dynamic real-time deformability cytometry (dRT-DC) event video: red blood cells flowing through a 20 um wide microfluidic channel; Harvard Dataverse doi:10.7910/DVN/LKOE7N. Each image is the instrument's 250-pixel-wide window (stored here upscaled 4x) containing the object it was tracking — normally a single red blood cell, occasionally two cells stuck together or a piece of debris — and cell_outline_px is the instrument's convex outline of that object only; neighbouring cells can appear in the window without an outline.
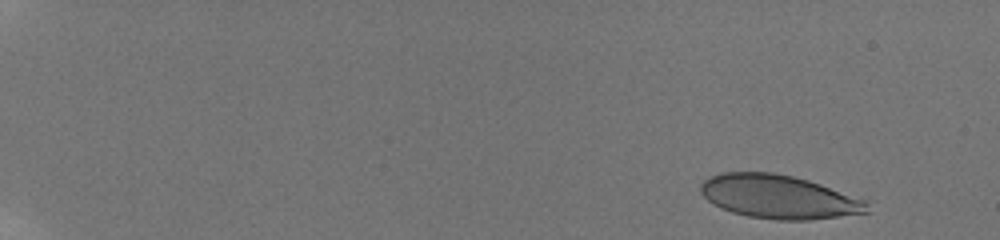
{"species": "human", "species_latin": "Homo sapiens", "temperature_condition": "room temperature", "stored_images_in_passage": 53, "camera_frame_rate_fps": 3000, "um_per_image_px": 0.085, "donor": {"sex": "male"}, "frame": {"image": 1, "passage_image": 1, "time_ms": 0.0, "image_size_px": [1000, 240], "cell_outline_px": [[868, 212], [808, 220], [776, 220], [748, 216], [732, 212], [720, 208], [708, 200], [700, 192], [700, 184], [708, 176], [724, 172], [772, 172], [792, 176], [808, 180], [868, 200]], "centroid_in_image_um": [66.17, 16.72], "position_along_channel_um": 18.8, "area_um2": 42.31}}
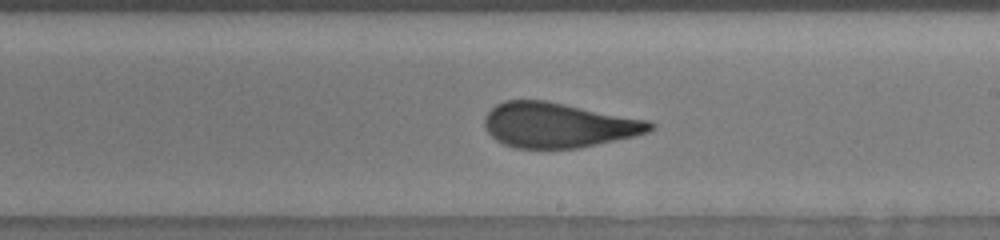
{"frame": {"image": 2, "passage_image": 33, "time_ms": 10.667, "image_size_px": [1000, 240], "cell_outline_px": [[656, 128], [648, 132], [632, 136], [596, 144], [576, 148], [516, 148], [504, 144], [496, 140], [484, 128], [484, 116], [496, 104], [504, 100], [544, 100], [648, 120], [656, 124]], "centroid_in_image_um": [47.42, 10.63], "position_along_channel_um": 241.6, "area_um2": 43.12}}
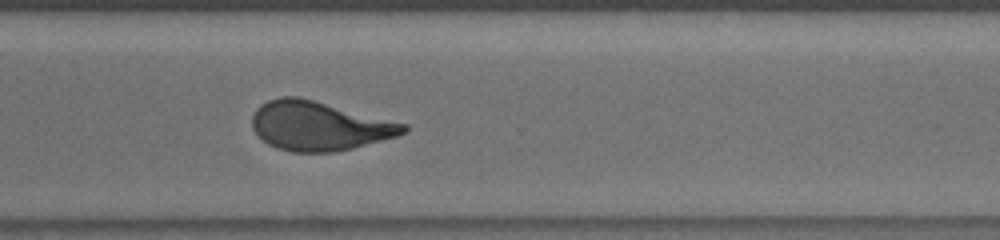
{"frame": {"image": 3, "passage_image": 41, "time_ms": 13.333, "image_size_px": [1000, 240], "cell_outline_px": [[408, 132], [396, 136], [352, 148], [332, 152], [292, 152], [276, 148], [268, 144], [252, 128], [252, 116], [256, 108], [260, 104], [268, 100], [280, 96], [300, 96], [408, 124]], "centroid_in_image_um": [27.12, 10.68], "position_along_channel_um": 343.5, "area_um2": 43.47}, "authors_computed_cell_mechanics": {"area_um2": 43.1766, "velocity_mm_per_s": 3.8276, "shape_relaxation_time_tau1_ms": 8.4762, "shape_relaxation_time_tau2_ms": 0.8355, "deformation_change_tau1": 0.2378, "deformation_change_tau2": 0.0957}}